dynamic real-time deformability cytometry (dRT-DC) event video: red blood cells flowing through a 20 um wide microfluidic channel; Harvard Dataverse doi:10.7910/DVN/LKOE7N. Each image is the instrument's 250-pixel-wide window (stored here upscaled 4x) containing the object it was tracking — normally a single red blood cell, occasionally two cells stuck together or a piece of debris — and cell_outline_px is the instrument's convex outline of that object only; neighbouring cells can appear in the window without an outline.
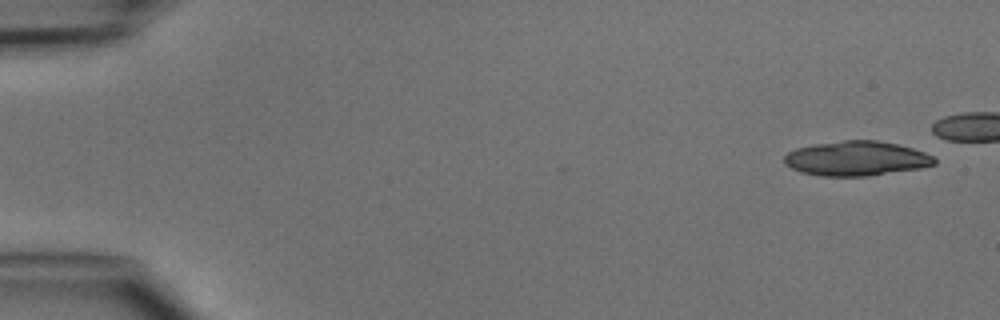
{"species": "common noctule bat (a hibernating species)", "species_latin": "Nyctalus noctula", "temperature_condition": "cold", "stored_images_in_passage": 7, "camera_frame_rate_fps": 3000, "um_per_image_px": 0.085, "animal": {"sex": "male", "body_mass_g": 15.6}, "frame": {"image": 1, "passage_image": 1, "time_ms": 0.0, "image_size_px": [1000, 320], "cell_outline_px": [[936, 164], [920, 168], [868, 176], [820, 176], [800, 172], [784, 164], [784, 156], [788, 152], [796, 148], [812, 144], [844, 140], [876, 140], [896, 144], [912, 148], [924, 152], [932, 156], [936, 160]], "centroid_in_image_um": [72.76, 13.47], "position_along_channel_um": 12.2, "area_um2": 30.35}}